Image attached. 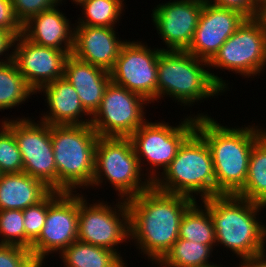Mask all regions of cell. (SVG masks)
Returning a JSON list of instances; mask_svg holds the SVG:
<instances>
[{
	"instance_id": "35",
	"label": "cell",
	"mask_w": 266,
	"mask_h": 267,
	"mask_svg": "<svg viewBox=\"0 0 266 267\" xmlns=\"http://www.w3.org/2000/svg\"><path fill=\"white\" fill-rule=\"evenodd\" d=\"M210 3L238 11L246 18H256L258 14L259 5L254 0H210Z\"/></svg>"
},
{
	"instance_id": "24",
	"label": "cell",
	"mask_w": 266,
	"mask_h": 267,
	"mask_svg": "<svg viewBox=\"0 0 266 267\" xmlns=\"http://www.w3.org/2000/svg\"><path fill=\"white\" fill-rule=\"evenodd\" d=\"M235 195L266 206V133L254 144L245 185Z\"/></svg>"
},
{
	"instance_id": "33",
	"label": "cell",
	"mask_w": 266,
	"mask_h": 267,
	"mask_svg": "<svg viewBox=\"0 0 266 267\" xmlns=\"http://www.w3.org/2000/svg\"><path fill=\"white\" fill-rule=\"evenodd\" d=\"M11 3L22 25L34 15L60 4L58 0H11Z\"/></svg>"
},
{
	"instance_id": "9",
	"label": "cell",
	"mask_w": 266,
	"mask_h": 267,
	"mask_svg": "<svg viewBox=\"0 0 266 267\" xmlns=\"http://www.w3.org/2000/svg\"><path fill=\"white\" fill-rule=\"evenodd\" d=\"M213 81L226 93L228 80L211 69L232 72L245 78H255L266 68V34L257 18H246L208 62ZM211 68V69H210ZM224 69V70H223ZM253 76V77H252ZM227 82V83H226Z\"/></svg>"
},
{
	"instance_id": "4",
	"label": "cell",
	"mask_w": 266,
	"mask_h": 267,
	"mask_svg": "<svg viewBox=\"0 0 266 267\" xmlns=\"http://www.w3.org/2000/svg\"><path fill=\"white\" fill-rule=\"evenodd\" d=\"M222 93L225 92L210 75L207 61L187 51L162 50L160 52L157 101L164 100V97L168 96L173 102L184 106L183 109H188L204 100L221 96Z\"/></svg>"
},
{
	"instance_id": "21",
	"label": "cell",
	"mask_w": 266,
	"mask_h": 267,
	"mask_svg": "<svg viewBox=\"0 0 266 267\" xmlns=\"http://www.w3.org/2000/svg\"><path fill=\"white\" fill-rule=\"evenodd\" d=\"M63 77L77 91L83 108L93 116L100 107L105 89L111 82L110 72L70 54L65 62Z\"/></svg>"
},
{
	"instance_id": "15",
	"label": "cell",
	"mask_w": 266,
	"mask_h": 267,
	"mask_svg": "<svg viewBox=\"0 0 266 267\" xmlns=\"http://www.w3.org/2000/svg\"><path fill=\"white\" fill-rule=\"evenodd\" d=\"M204 3L170 0L153 8L151 18L165 45L162 50L186 51L194 37Z\"/></svg>"
},
{
	"instance_id": "3",
	"label": "cell",
	"mask_w": 266,
	"mask_h": 267,
	"mask_svg": "<svg viewBox=\"0 0 266 267\" xmlns=\"http://www.w3.org/2000/svg\"><path fill=\"white\" fill-rule=\"evenodd\" d=\"M214 224L216 247L232 252L239 259L266 250V225L260 220L265 205L234 194H222L201 200Z\"/></svg>"
},
{
	"instance_id": "30",
	"label": "cell",
	"mask_w": 266,
	"mask_h": 267,
	"mask_svg": "<svg viewBox=\"0 0 266 267\" xmlns=\"http://www.w3.org/2000/svg\"><path fill=\"white\" fill-rule=\"evenodd\" d=\"M23 210H0V244L25 248Z\"/></svg>"
},
{
	"instance_id": "32",
	"label": "cell",
	"mask_w": 266,
	"mask_h": 267,
	"mask_svg": "<svg viewBox=\"0 0 266 267\" xmlns=\"http://www.w3.org/2000/svg\"><path fill=\"white\" fill-rule=\"evenodd\" d=\"M36 263L30 250L0 244V267H33Z\"/></svg>"
},
{
	"instance_id": "39",
	"label": "cell",
	"mask_w": 266,
	"mask_h": 267,
	"mask_svg": "<svg viewBox=\"0 0 266 267\" xmlns=\"http://www.w3.org/2000/svg\"><path fill=\"white\" fill-rule=\"evenodd\" d=\"M59 1V3L60 4H62L63 5V3L65 4L66 2H64V1H66V0H58ZM71 2H72V4L74 3V4H78L80 1H82V0H70Z\"/></svg>"
},
{
	"instance_id": "38",
	"label": "cell",
	"mask_w": 266,
	"mask_h": 267,
	"mask_svg": "<svg viewBox=\"0 0 266 267\" xmlns=\"http://www.w3.org/2000/svg\"><path fill=\"white\" fill-rule=\"evenodd\" d=\"M262 24L263 30L266 34V1L262 2L258 7V14L256 17Z\"/></svg>"
},
{
	"instance_id": "17",
	"label": "cell",
	"mask_w": 266,
	"mask_h": 267,
	"mask_svg": "<svg viewBox=\"0 0 266 267\" xmlns=\"http://www.w3.org/2000/svg\"><path fill=\"white\" fill-rule=\"evenodd\" d=\"M245 19L238 11L205 3L192 43L186 51L209 62Z\"/></svg>"
},
{
	"instance_id": "36",
	"label": "cell",
	"mask_w": 266,
	"mask_h": 267,
	"mask_svg": "<svg viewBox=\"0 0 266 267\" xmlns=\"http://www.w3.org/2000/svg\"><path fill=\"white\" fill-rule=\"evenodd\" d=\"M15 38L11 32L0 29V64L12 60Z\"/></svg>"
},
{
	"instance_id": "27",
	"label": "cell",
	"mask_w": 266,
	"mask_h": 267,
	"mask_svg": "<svg viewBox=\"0 0 266 267\" xmlns=\"http://www.w3.org/2000/svg\"><path fill=\"white\" fill-rule=\"evenodd\" d=\"M198 202H200L199 199L183 215L179 227V238L216 246L212 217L208 209L201 202Z\"/></svg>"
},
{
	"instance_id": "6",
	"label": "cell",
	"mask_w": 266,
	"mask_h": 267,
	"mask_svg": "<svg viewBox=\"0 0 266 267\" xmlns=\"http://www.w3.org/2000/svg\"><path fill=\"white\" fill-rule=\"evenodd\" d=\"M152 185L160 191L185 195L195 201L199 197L204 200L216 196L213 161L206 141L194 131Z\"/></svg>"
},
{
	"instance_id": "10",
	"label": "cell",
	"mask_w": 266,
	"mask_h": 267,
	"mask_svg": "<svg viewBox=\"0 0 266 267\" xmlns=\"http://www.w3.org/2000/svg\"><path fill=\"white\" fill-rule=\"evenodd\" d=\"M84 194L79 192L78 241L115 251L123 258L118 245L130 242L126 200L116 198L112 205L100 199L90 203Z\"/></svg>"
},
{
	"instance_id": "12",
	"label": "cell",
	"mask_w": 266,
	"mask_h": 267,
	"mask_svg": "<svg viewBox=\"0 0 266 267\" xmlns=\"http://www.w3.org/2000/svg\"><path fill=\"white\" fill-rule=\"evenodd\" d=\"M79 192L51 191L47 195V216L39 237L31 245V253L38 263H46L49 255L61 254L77 241ZM47 258V260H46Z\"/></svg>"
},
{
	"instance_id": "29",
	"label": "cell",
	"mask_w": 266,
	"mask_h": 267,
	"mask_svg": "<svg viewBox=\"0 0 266 267\" xmlns=\"http://www.w3.org/2000/svg\"><path fill=\"white\" fill-rule=\"evenodd\" d=\"M0 171L2 174L23 172L21 152L14 133L0 121Z\"/></svg>"
},
{
	"instance_id": "41",
	"label": "cell",
	"mask_w": 266,
	"mask_h": 267,
	"mask_svg": "<svg viewBox=\"0 0 266 267\" xmlns=\"http://www.w3.org/2000/svg\"><path fill=\"white\" fill-rule=\"evenodd\" d=\"M46 263H36L33 267H45L46 265H45Z\"/></svg>"
},
{
	"instance_id": "5",
	"label": "cell",
	"mask_w": 266,
	"mask_h": 267,
	"mask_svg": "<svg viewBox=\"0 0 266 267\" xmlns=\"http://www.w3.org/2000/svg\"><path fill=\"white\" fill-rule=\"evenodd\" d=\"M98 137L90 124L51 125L57 191L77 193L78 189L81 193L90 189Z\"/></svg>"
},
{
	"instance_id": "42",
	"label": "cell",
	"mask_w": 266,
	"mask_h": 267,
	"mask_svg": "<svg viewBox=\"0 0 266 267\" xmlns=\"http://www.w3.org/2000/svg\"><path fill=\"white\" fill-rule=\"evenodd\" d=\"M191 1H198V2H201V3H210V0H191Z\"/></svg>"
},
{
	"instance_id": "34",
	"label": "cell",
	"mask_w": 266,
	"mask_h": 267,
	"mask_svg": "<svg viewBox=\"0 0 266 267\" xmlns=\"http://www.w3.org/2000/svg\"><path fill=\"white\" fill-rule=\"evenodd\" d=\"M0 29L11 32L15 37L22 34L23 25L15 15L11 0H0Z\"/></svg>"
},
{
	"instance_id": "8",
	"label": "cell",
	"mask_w": 266,
	"mask_h": 267,
	"mask_svg": "<svg viewBox=\"0 0 266 267\" xmlns=\"http://www.w3.org/2000/svg\"><path fill=\"white\" fill-rule=\"evenodd\" d=\"M197 117L210 115L204 112L187 114L175 126L165 121L147 120L129 137L141 170L152 183L169 166L183 142L196 130Z\"/></svg>"
},
{
	"instance_id": "19",
	"label": "cell",
	"mask_w": 266,
	"mask_h": 267,
	"mask_svg": "<svg viewBox=\"0 0 266 267\" xmlns=\"http://www.w3.org/2000/svg\"><path fill=\"white\" fill-rule=\"evenodd\" d=\"M43 95L47 111L39 116L49 125H87L91 115L83 108L78 93L64 77L44 85L37 94ZM86 116V117H85ZM87 118V119H86Z\"/></svg>"
},
{
	"instance_id": "1",
	"label": "cell",
	"mask_w": 266,
	"mask_h": 267,
	"mask_svg": "<svg viewBox=\"0 0 266 267\" xmlns=\"http://www.w3.org/2000/svg\"><path fill=\"white\" fill-rule=\"evenodd\" d=\"M126 202L130 245L135 244L138 254L142 253L150 261V267H154L179 239L182 217L195 200L160 191L152 185Z\"/></svg>"
},
{
	"instance_id": "2",
	"label": "cell",
	"mask_w": 266,
	"mask_h": 267,
	"mask_svg": "<svg viewBox=\"0 0 266 267\" xmlns=\"http://www.w3.org/2000/svg\"><path fill=\"white\" fill-rule=\"evenodd\" d=\"M258 125L233 128L212 116L197 117L195 131L206 141L212 156L216 196L235 195L245 185L253 146L266 133V128Z\"/></svg>"
},
{
	"instance_id": "25",
	"label": "cell",
	"mask_w": 266,
	"mask_h": 267,
	"mask_svg": "<svg viewBox=\"0 0 266 267\" xmlns=\"http://www.w3.org/2000/svg\"><path fill=\"white\" fill-rule=\"evenodd\" d=\"M34 94L13 60L0 64V111L19 107Z\"/></svg>"
},
{
	"instance_id": "22",
	"label": "cell",
	"mask_w": 266,
	"mask_h": 267,
	"mask_svg": "<svg viewBox=\"0 0 266 267\" xmlns=\"http://www.w3.org/2000/svg\"><path fill=\"white\" fill-rule=\"evenodd\" d=\"M52 190L25 172L0 177V210H24L42 201Z\"/></svg>"
},
{
	"instance_id": "28",
	"label": "cell",
	"mask_w": 266,
	"mask_h": 267,
	"mask_svg": "<svg viewBox=\"0 0 266 267\" xmlns=\"http://www.w3.org/2000/svg\"><path fill=\"white\" fill-rule=\"evenodd\" d=\"M123 1L125 0L80 1L75 6L82 8V16L75 20V26L117 27L125 12L126 2Z\"/></svg>"
},
{
	"instance_id": "20",
	"label": "cell",
	"mask_w": 266,
	"mask_h": 267,
	"mask_svg": "<svg viewBox=\"0 0 266 267\" xmlns=\"http://www.w3.org/2000/svg\"><path fill=\"white\" fill-rule=\"evenodd\" d=\"M60 6L58 4L31 17L23 24L22 34L35 44L72 51L75 23L59 10Z\"/></svg>"
},
{
	"instance_id": "11",
	"label": "cell",
	"mask_w": 266,
	"mask_h": 267,
	"mask_svg": "<svg viewBox=\"0 0 266 267\" xmlns=\"http://www.w3.org/2000/svg\"><path fill=\"white\" fill-rule=\"evenodd\" d=\"M13 133L21 152L23 172L57 191V169L51 140V125L28 117L1 118Z\"/></svg>"
},
{
	"instance_id": "23",
	"label": "cell",
	"mask_w": 266,
	"mask_h": 267,
	"mask_svg": "<svg viewBox=\"0 0 266 267\" xmlns=\"http://www.w3.org/2000/svg\"><path fill=\"white\" fill-rule=\"evenodd\" d=\"M63 267H128L117 252L75 241L60 255Z\"/></svg>"
},
{
	"instance_id": "18",
	"label": "cell",
	"mask_w": 266,
	"mask_h": 267,
	"mask_svg": "<svg viewBox=\"0 0 266 267\" xmlns=\"http://www.w3.org/2000/svg\"><path fill=\"white\" fill-rule=\"evenodd\" d=\"M116 34L115 27L75 26L71 54L81 61L110 71L121 47L127 42V39L123 40Z\"/></svg>"
},
{
	"instance_id": "13",
	"label": "cell",
	"mask_w": 266,
	"mask_h": 267,
	"mask_svg": "<svg viewBox=\"0 0 266 267\" xmlns=\"http://www.w3.org/2000/svg\"><path fill=\"white\" fill-rule=\"evenodd\" d=\"M145 98L110 82L90 125L101 137H130L148 119Z\"/></svg>"
},
{
	"instance_id": "31",
	"label": "cell",
	"mask_w": 266,
	"mask_h": 267,
	"mask_svg": "<svg viewBox=\"0 0 266 267\" xmlns=\"http://www.w3.org/2000/svg\"><path fill=\"white\" fill-rule=\"evenodd\" d=\"M47 216V196L38 204L23 210L25 229V248L30 250L32 243L39 237Z\"/></svg>"
},
{
	"instance_id": "37",
	"label": "cell",
	"mask_w": 266,
	"mask_h": 267,
	"mask_svg": "<svg viewBox=\"0 0 266 267\" xmlns=\"http://www.w3.org/2000/svg\"><path fill=\"white\" fill-rule=\"evenodd\" d=\"M239 264L233 267H266V250L243 259H238Z\"/></svg>"
},
{
	"instance_id": "14",
	"label": "cell",
	"mask_w": 266,
	"mask_h": 267,
	"mask_svg": "<svg viewBox=\"0 0 266 267\" xmlns=\"http://www.w3.org/2000/svg\"><path fill=\"white\" fill-rule=\"evenodd\" d=\"M142 42L127 40L109 72L111 82L154 104L157 102L158 58L162 49L151 48Z\"/></svg>"
},
{
	"instance_id": "43",
	"label": "cell",
	"mask_w": 266,
	"mask_h": 267,
	"mask_svg": "<svg viewBox=\"0 0 266 267\" xmlns=\"http://www.w3.org/2000/svg\"><path fill=\"white\" fill-rule=\"evenodd\" d=\"M258 5H260L262 2L266 1V0H254Z\"/></svg>"
},
{
	"instance_id": "16",
	"label": "cell",
	"mask_w": 266,
	"mask_h": 267,
	"mask_svg": "<svg viewBox=\"0 0 266 267\" xmlns=\"http://www.w3.org/2000/svg\"><path fill=\"white\" fill-rule=\"evenodd\" d=\"M71 52L35 44L21 34L15 38L12 60L37 93L44 85L64 76L65 62Z\"/></svg>"
},
{
	"instance_id": "7",
	"label": "cell",
	"mask_w": 266,
	"mask_h": 267,
	"mask_svg": "<svg viewBox=\"0 0 266 267\" xmlns=\"http://www.w3.org/2000/svg\"><path fill=\"white\" fill-rule=\"evenodd\" d=\"M107 182L112 190L115 189L119 199L124 200L135 197L152 186V182L141 170L129 137H98L94 177L90 188L95 190Z\"/></svg>"
},
{
	"instance_id": "40",
	"label": "cell",
	"mask_w": 266,
	"mask_h": 267,
	"mask_svg": "<svg viewBox=\"0 0 266 267\" xmlns=\"http://www.w3.org/2000/svg\"><path fill=\"white\" fill-rule=\"evenodd\" d=\"M226 267V265H221V263L220 264H217V263H213V264H210V265H207V266H203V267Z\"/></svg>"
},
{
	"instance_id": "26",
	"label": "cell",
	"mask_w": 266,
	"mask_h": 267,
	"mask_svg": "<svg viewBox=\"0 0 266 267\" xmlns=\"http://www.w3.org/2000/svg\"><path fill=\"white\" fill-rule=\"evenodd\" d=\"M215 247L179 238L154 267L207 266L214 263L209 259Z\"/></svg>"
}]
</instances>
